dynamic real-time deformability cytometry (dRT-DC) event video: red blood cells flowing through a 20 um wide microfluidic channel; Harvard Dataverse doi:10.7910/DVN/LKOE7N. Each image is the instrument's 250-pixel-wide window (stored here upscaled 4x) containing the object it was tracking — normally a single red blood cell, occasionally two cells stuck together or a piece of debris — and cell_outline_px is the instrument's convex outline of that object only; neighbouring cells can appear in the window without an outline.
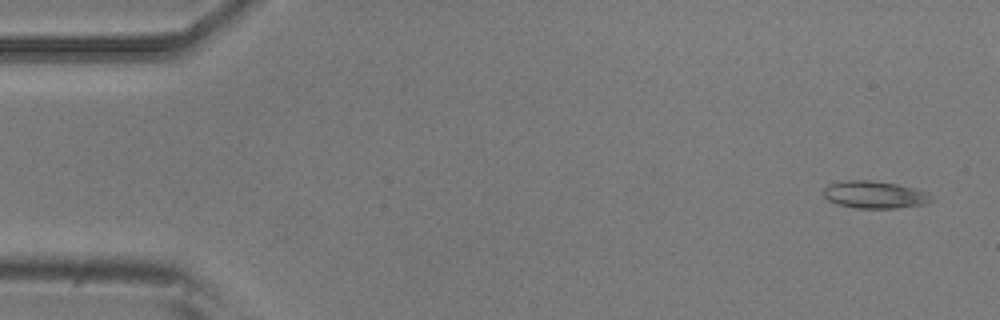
{"species": "common noctule bat (a hibernating species)", "species_latin": "Nyctalus noctula", "temperature_condition": "room temperature", "stored_images_in_passage": 5, "camera_frame_rate_fps": 3000, "um_per_image_px": 0.085, "animal": {"sex": "male", "body_mass_g": 20.5, "forearm_length_mm": 52.5}, "frame": {"image": 1, "passage_image": 1, "time_ms": 0.0, "image_size_px": [1000, 320], "cell_outline_px": [[932, 200], [928, 204], [900, 208], [856, 208], [840, 204], [828, 200], [824, 196], [824, 188], [828, 184], [844, 180], [868, 180], [896, 184], [928, 192], [932, 196]], "centroid_in_image_um": [74.37, 16.55], "position_along_channel_um": 10.6, "area_um2": 17.17}}